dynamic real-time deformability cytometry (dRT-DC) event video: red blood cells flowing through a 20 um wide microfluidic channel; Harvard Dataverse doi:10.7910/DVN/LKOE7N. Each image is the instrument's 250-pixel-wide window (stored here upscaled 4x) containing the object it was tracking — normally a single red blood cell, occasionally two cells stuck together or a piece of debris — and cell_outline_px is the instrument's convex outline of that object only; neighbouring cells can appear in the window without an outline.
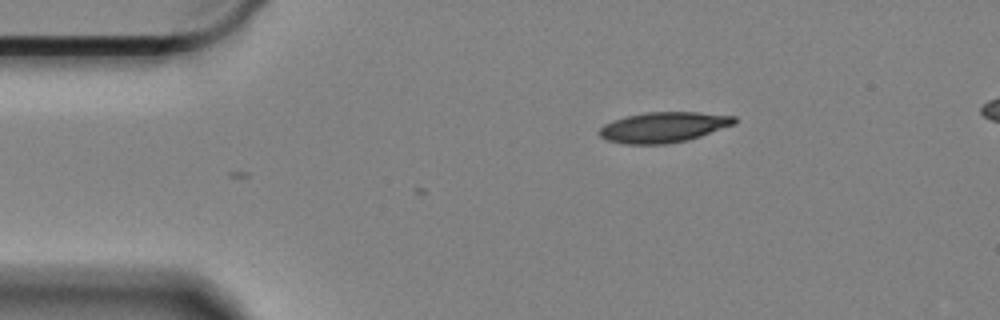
{"species": "Egyptian fruit bat (a non-hibernating species)", "species_latin": "Rousettus aegyptiacus", "temperature_condition": "cold", "stored_images_in_passage": 2, "camera_frame_rate_fps": 3000, "um_per_image_px": 0.085, "animal": {"sex": "female"}, "frame": {"image": 1, "passage_image": 1, "time_ms": 0.0, "image_size_px": [1000, 320], "cell_outline_px": [[736, 124], [688, 140], [668, 144], [624, 144], [604, 140], [596, 132], [604, 124], [628, 116], [648, 112], [696, 112], [736, 116]], "centroid_in_image_um": [56.39, 10.82], "position_along_channel_um": 28.6, "area_um2": 23.99}}